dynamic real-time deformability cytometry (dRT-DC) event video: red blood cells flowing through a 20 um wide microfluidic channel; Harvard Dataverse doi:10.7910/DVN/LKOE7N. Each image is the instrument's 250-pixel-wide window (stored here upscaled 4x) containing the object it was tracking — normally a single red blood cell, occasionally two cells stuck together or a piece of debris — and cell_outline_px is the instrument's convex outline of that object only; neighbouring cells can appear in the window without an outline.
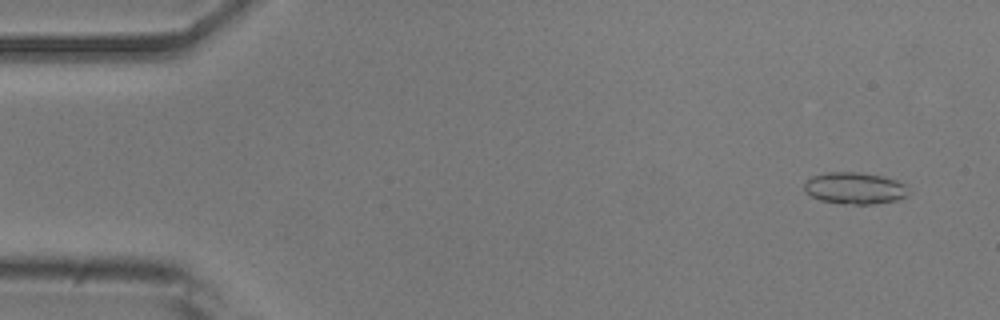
{"species": "common noctule bat (a hibernating species)", "species_latin": "Nyctalus noctula", "temperature_condition": "room temperature", "stored_images_in_passage": 52, "camera_frame_rate_fps": 3000, "um_per_image_px": 0.085, "animal": {"sex": "male", "body_mass_g": 20.5, "forearm_length_mm": 52.5}, "frame": {"image": 1, "passage_image": 3, "time_ms": 0.667, "image_size_px": [1000, 320], "cell_outline_px": [[908, 196], [896, 200], [872, 204], [840, 204], [820, 200], [804, 192], [804, 184], [812, 176], [824, 172], [860, 172], [880, 176], [896, 180], [904, 184]], "centroid_in_image_um": [72.61, 16.0], "position_along_channel_um": 12.4, "area_um2": 19.25}}
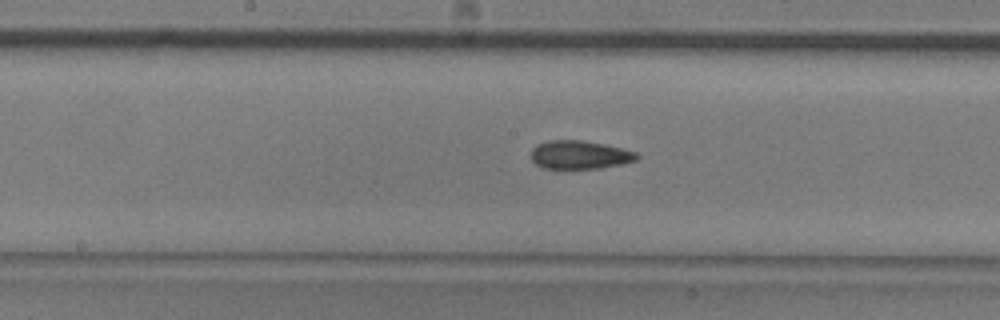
{"frame": {"image": 2, "passage_image": 26, "time_ms": 8.333, "image_size_px": [1000, 320], "cell_outline_px": [[640, 156], [636, 160], [620, 164], [600, 168], [544, 168], [536, 164], [532, 160], [532, 148], [536, 144], [548, 140], [580, 140], [604, 144], [636, 152]], "centroid_in_image_um": [49.25, 13.15], "position_along_channel_um": 198.9, "area_um2": 17.34}}
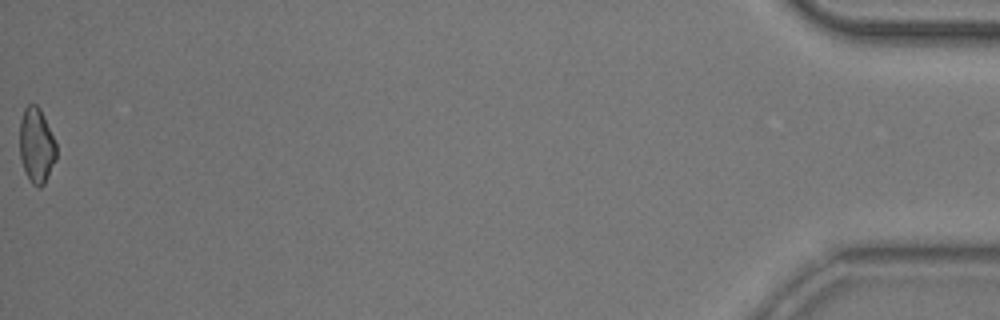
{"frame": {"image": 3, "passage_image": 52, "time_ms": 17.0, "image_size_px": [1000, 320], "cell_outline_px": [[56, 160], [44, 184], [40, 188], [32, 184], [20, 160], [20, 120], [24, 108], [28, 104], [36, 104], [40, 108], [44, 116], [56, 144]], "centroid_in_image_um": [3.1, 12.35], "position_along_channel_um": 432.1, "area_um2": 16.01}, "authors_computed_cell_mechanics": {"area_um2": 17.34, "velocity_mm_per_s": 3.8607, "shape_relaxation_time_tau1_ms": null, "shape_relaxation_time_tau2_ms": 2.3145, "deformation_change_tau1": null, "deformation_change_tau2": 0.0837}}